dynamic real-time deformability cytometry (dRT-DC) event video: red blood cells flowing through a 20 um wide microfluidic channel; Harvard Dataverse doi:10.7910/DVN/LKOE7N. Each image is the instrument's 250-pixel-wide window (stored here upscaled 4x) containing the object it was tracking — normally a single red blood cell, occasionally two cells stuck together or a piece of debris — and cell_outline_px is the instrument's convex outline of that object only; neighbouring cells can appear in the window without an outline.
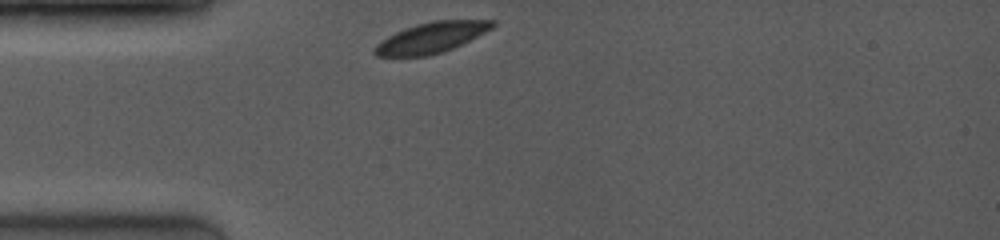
{"species": "common noctule bat (a hibernating species)", "species_latin": "Nyctalus noctula", "temperature_condition": "room temperature", "stored_images_in_passage": 40, "camera_frame_rate_fps": 4000, "um_per_image_px": 0.085, "animal": {"sex": "female", "body_mass_g": 19.0, "forearm_length_mm": 53.3}, "frame": {"image": 1, "passage_image": 1, "time_ms": 0.0, "image_size_px": [1000, 240], "cell_outline_px": [[496, 24], [492, 28], [444, 52], [428, 56], [376, 56], [372, 52], [376, 44], [388, 36], [396, 32], [432, 20], [496, 20]], "centroid_in_image_um": [36.65, 3.2], "position_along_channel_um": 48.3, "area_um2": 20.63}}
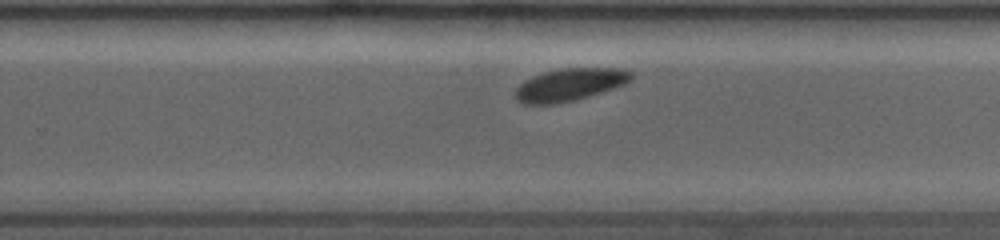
{"frame": {"image": 2, "passage_image": 26, "time_ms": 6.25, "image_size_px": [1000, 240], "cell_outline_px": [[632, 76], [624, 84], [576, 100], [556, 104], [524, 104], [516, 100], [516, 88], [524, 80], [532, 76], [544, 72], [564, 68], [620, 68], [632, 72]], "centroid_in_image_um": [48.38, 7.2], "position_along_channel_um": 281.4, "area_um2": 21.73}}
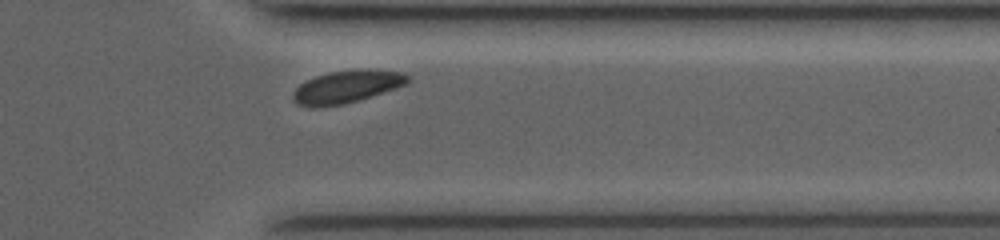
{"frame": {"image": 3, "passage_image": 36, "time_ms": 8.75, "image_size_px": [1000, 240], "cell_outline_px": [[408, 80], [404, 84], [344, 104], [320, 108], [316, 108], [300, 104], [292, 100], [292, 92], [300, 84], [316, 76], [332, 72], [400, 72], [408, 76]], "centroid_in_image_um": [29.3, 7.44], "position_along_channel_um": 382.1, "area_um2": 20.23}, "authors_computed_cell_mechanics": {"area_um2": 21.7328, "velocity_mm_per_s": 3.9594, "shape_relaxation_time_tau1_ms": 1.3516, "shape_relaxation_time_tau2_ms": null, "deformation_change_tau1": 0.0534, "deformation_change_tau2": null}}